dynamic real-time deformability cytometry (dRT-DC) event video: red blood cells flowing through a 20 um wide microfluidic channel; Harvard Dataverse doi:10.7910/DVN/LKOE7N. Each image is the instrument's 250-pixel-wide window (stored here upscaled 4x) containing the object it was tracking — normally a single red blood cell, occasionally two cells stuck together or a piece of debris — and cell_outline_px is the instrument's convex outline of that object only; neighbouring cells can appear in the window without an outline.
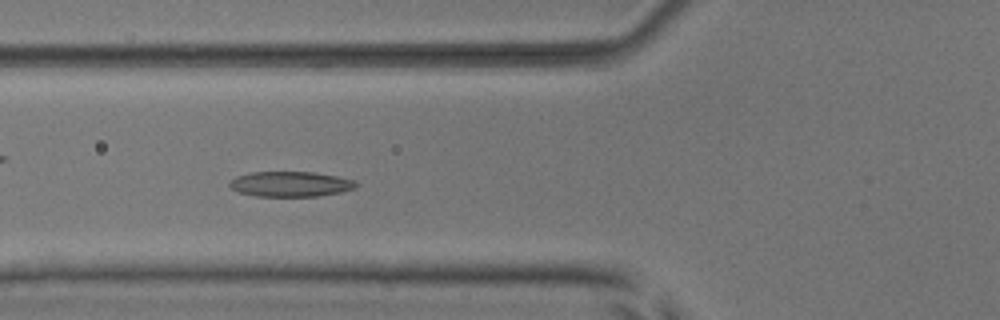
{"species": "common noctule bat (a hibernating species)", "species_latin": "Nyctalus noctula", "temperature_condition": "room temperature", "stored_images_in_passage": 53, "camera_frame_rate_fps": 3000, "um_per_image_px": 0.085, "animal": {"sex": "male", "body_mass_g": 17.9, "forearm_length_mm": 54.2}, "frame": {"image": 1, "passage_image": 20, "time_ms": 6.333, "image_size_px": [1000, 320], "cell_outline_px": [[360, 184], [356, 188], [340, 192], [316, 196], [256, 196], [240, 192], [232, 188], [228, 184], [236, 176], [252, 172], [312, 172], [336, 176], [356, 180]], "centroid_in_image_um": [24.74, 15.64], "position_along_channel_um": 101.1, "area_um2": 18.5}}
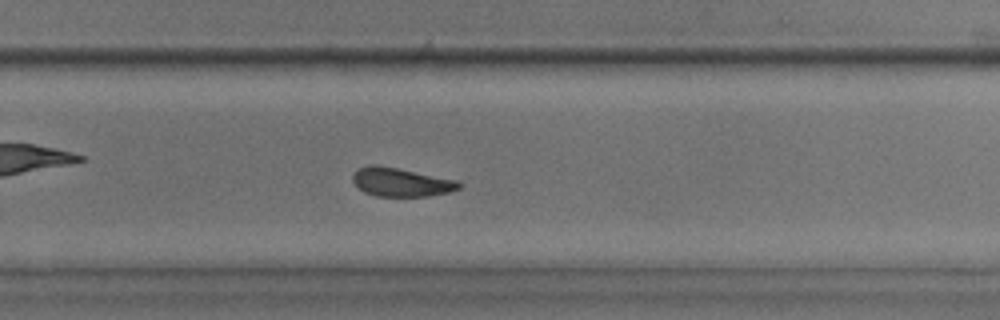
{"frame": {"image": 2, "passage_image": 35, "time_ms": 11.333, "image_size_px": [1000, 320], "cell_outline_px": [[460, 188], [448, 192], [428, 196], [376, 196], [364, 192], [352, 180], [352, 176], [360, 168], [368, 164], [376, 164], [456, 180], [460, 184]], "centroid_in_image_um": [34.06, 15.48], "position_along_channel_um": 295.7, "area_um2": 17.4}}
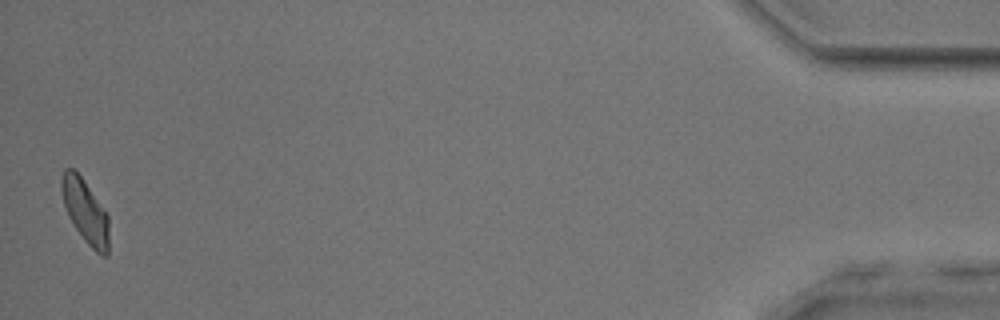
{"frame": {"image": 3, "passage_image": 52, "time_ms": 17.0, "image_size_px": [1000, 320], "cell_outline_px": [[108, 256], [100, 256], [84, 240], [72, 224], [68, 216], [64, 204], [60, 188], [60, 176], [64, 168], [72, 168], [80, 176], [108, 216]], "centroid_in_image_um": [7.21, 17.97], "position_along_channel_um": 428.0, "area_um2": 17.4}, "authors_computed_cell_mechanics": {"area_um2": 18.3226, "velocity_mm_per_s": 3.8991, "shape_relaxation_time_tau1_ms": 3.9842, "shape_relaxation_time_tau2_ms": 4.0986, "deformation_change_tau1": 0.1225, "deformation_change_tau2": 0.1235}}